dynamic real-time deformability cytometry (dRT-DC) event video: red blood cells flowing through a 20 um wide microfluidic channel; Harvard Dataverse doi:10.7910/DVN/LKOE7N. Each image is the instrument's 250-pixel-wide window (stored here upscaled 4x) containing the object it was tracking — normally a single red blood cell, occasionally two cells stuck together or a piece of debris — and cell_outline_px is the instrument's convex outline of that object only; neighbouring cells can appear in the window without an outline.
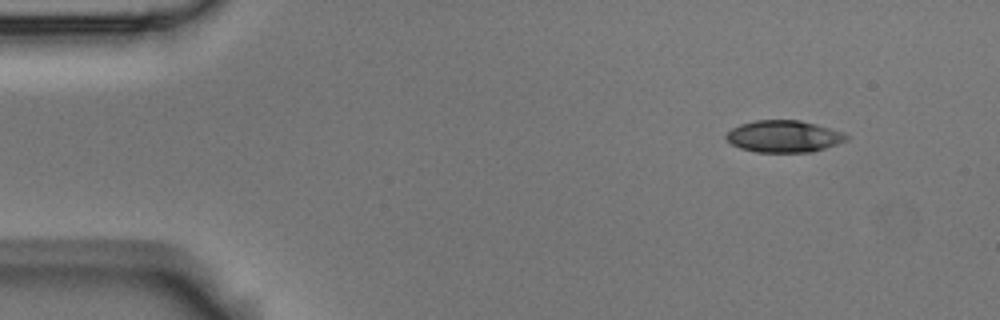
{"species": "Egyptian fruit bat (a non-hibernating species)", "species_latin": "Rousettus aegyptiacus", "temperature_condition": "room temperature", "stored_images_in_passage": 8, "camera_frame_rate_fps": 3000, "um_per_image_px": 0.085, "animal": {"sex": "male"}, "frame": {"image": 1, "passage_image": 1, "time_ms": 0.0, "image_size_px": [1000, 320], "cell_outline_px": [[848, 140], [812, 152], [756, 152], [740, 148], [732, 144], [724, 136], [732, 128], [740, 124], [756, 120], [800, 120], [816, 124], [844, 132], [848, 136]], "centroid_in_image_um": [66.63, 11.59], "position_along_channel_um": 18.4, "area_um2": 22.31}}
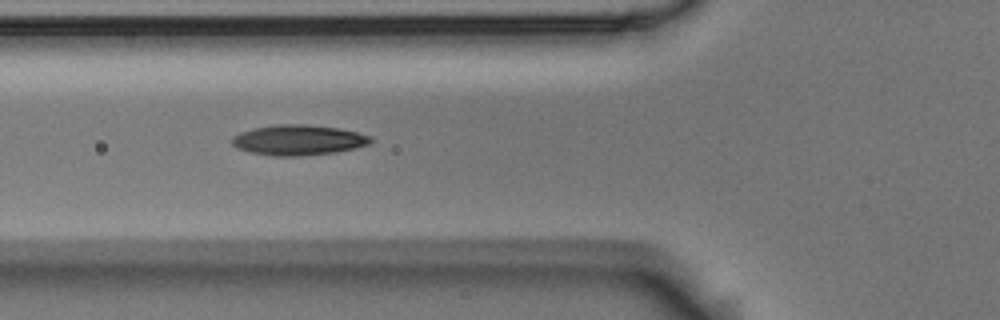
{"frame": {"image": 2, "passage_image": 5, "time_ms": 1.333, "image_size_px": [1000, 320], "cell_outline_px": [[376, 140], [372, 144], [356, 148], [336, 152], [300, 156], [276, 156], [248, 152], [236, 148], [232, 144], [232, 136], [240, 132], [252, 128], [276, 124], [304, 124], [336, 128], [356, 132], [372, 136]], "centroid_in_image_um": [25.38, 11.91], "position_along_channel_um": 100.4, "area_um2": 24.8}}
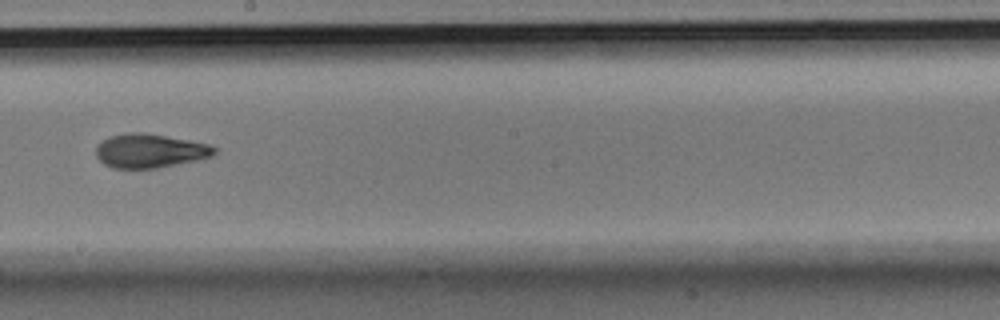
{"frame": {"image": 3, "passage_image": 8, "time_ms": 2.333, "image_size_px": [1000, 320], "cell_outline_px": [[220, 148], [212, 156], [196, 160], [156, 168], [112, 168], [104, 164], [96, 156], [96, 148], [108, 136], [124, 132], [144, 132], [212, 144]], "centroid_in_image_um": [12.77, 12.8], "position_along_channel_um": 235.4, "area_um2": 23.58}}